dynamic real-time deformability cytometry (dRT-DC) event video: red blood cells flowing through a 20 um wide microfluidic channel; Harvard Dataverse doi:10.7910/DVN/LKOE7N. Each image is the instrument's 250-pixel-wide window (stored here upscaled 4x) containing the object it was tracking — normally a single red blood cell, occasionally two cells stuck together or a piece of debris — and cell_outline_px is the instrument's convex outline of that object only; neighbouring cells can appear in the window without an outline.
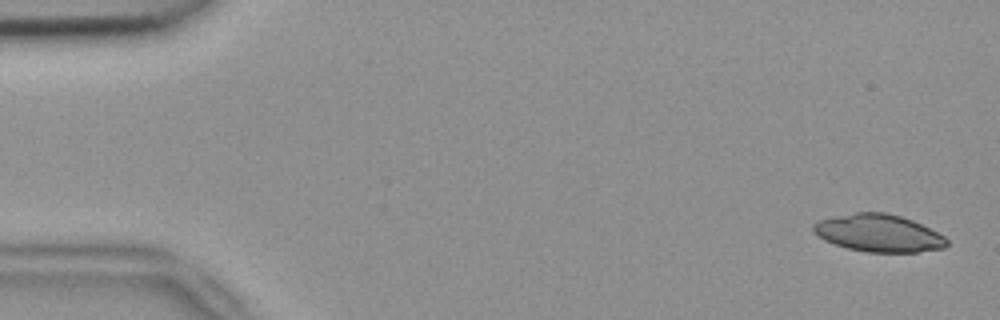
{"species": "common noctule bat (a hibernating species)", "species_latin": "Nyctalus noctula", "temperature_condition": "room temperature", "stored_images_in_passage": 53, "camera_frame_rate_fps": 3000, "um_per_image_px": 0.085, "animal": {"sex": "female", "body_mass_g": 18.4}, "frame": {"image": 1, "passage_image": 2, "time_ms": 0.333, "image_size_px": [1000, 320], "cell_outline_px": [[948, 244], [944, 248], [916, 252], [868, 252], [848, 248], [824, 240], [812, 232], [812, 224], [816, 220], [856, 212], [884, 212], [900, 216], [912, 220], [944, 236], [948, 240]], "centroid_in_image_um": [74.65, 19.81], "position_along_channel_um": 10.4, "area_um2": 29.02}}
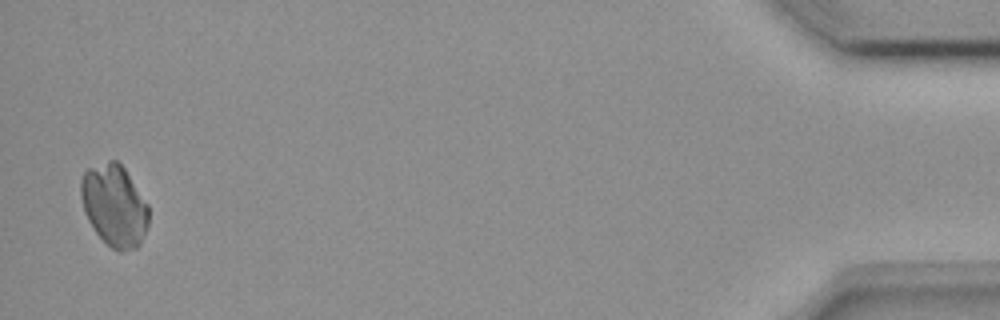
{"frame": {"image": 2, "passage_image": 52, "time_ms": 17.0, "image_size_px": [1000, 320], "cell_outline_px": [[148, 224], [140, 244], [136, 248], [120, 252], [116, 252], [92, 228], [84, 212], [80, 196], [80, 180], [84, 172], [88, 168], [108, 160], [116, 160], [124, 168], [148, 204]], "centroid_in_image_um": [9.7, 17.47], "position_along_channel_um": 425.5, "area_um2": 32.37}}